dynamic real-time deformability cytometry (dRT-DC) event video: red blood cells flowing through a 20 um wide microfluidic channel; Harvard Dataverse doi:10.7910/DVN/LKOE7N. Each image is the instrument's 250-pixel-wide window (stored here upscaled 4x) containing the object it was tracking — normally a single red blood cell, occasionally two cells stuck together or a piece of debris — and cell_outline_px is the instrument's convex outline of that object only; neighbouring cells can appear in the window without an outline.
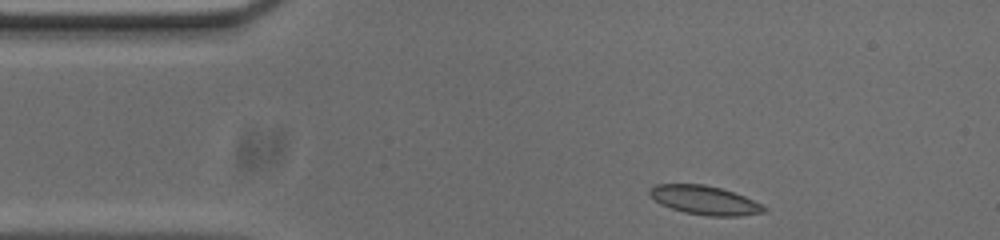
{"species": "common noctule bat (a hibernating species)", "species_latin": "Nyctalus noctula", "temperature_condition": "cold", "stored_images_in_passage": 47, "camera_frame_rate_fps": 3000, "um_per_image_px": 0.085, "animal": {"sex": "male", "body_mass_g": 20.0, "forearm_length_mm": 53.3}, "frame": {"image": 1, "passage_image": 1, "time_ms": 0.0, "image_size_px": [1000, 240], "cell_outline_px": [[768, 212], [740, 216], [708, 216], [684, 212], [660, 204], [648, 196], [648, 188], [656, 184], [704, 184], [720, 188], [744, 196], [768, 208]], "centroid_in_image_um": [59.87, 17.02], "position_along_channel_um": 25.1, "area_um2": 19.36}}
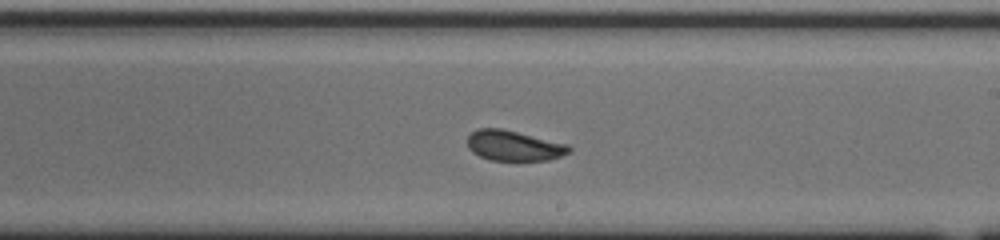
{"frame": {"image": 2, "passage_image": 23, "time_ms": 7.333, "image_size_px": [1000, 240], "cell_outline_px": [[572, 152], [548, 160], [488, 160], [472, 152], [468, 148], [468, 136], [476, 128], [500, 128], [568, 144], [572, 148]], "centroid_in_image_um": [43.68, 12.38], "position_along_channel_um": 245.3, "area_um2": 17.92}}
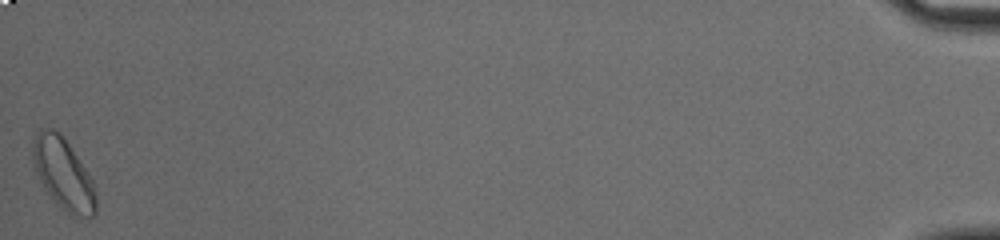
{"frame": {"image": 3, "passage_image": 47, "time_ms": 15.333, "image_size_px": [1000, 240], "cell_outline_px": [[96, 216], [72, 216], [60, 208], [56, 204], [44, 188], [32, 164], [32, 140], [36, 132], [40, 128], [52, 128], [60, 132], [88, 172], [92, 180], [96, 196]], "centroid_in_image_um": [5.35, 14.77], "position_along_channel_um": 429.8, "area_um2": 26.47}, "authors_computed_cell_mechanics": {"area_um2": 18.785, "velocity_mm_per_s": 3.677, "shape_relaxation_time_tau1_ms": 5.7566, "shape_relaxation_time_tau2_ms": 1.7461, "deformation_change_tau1": 0.0846, "deformation_change_tau2": 0.0502}}